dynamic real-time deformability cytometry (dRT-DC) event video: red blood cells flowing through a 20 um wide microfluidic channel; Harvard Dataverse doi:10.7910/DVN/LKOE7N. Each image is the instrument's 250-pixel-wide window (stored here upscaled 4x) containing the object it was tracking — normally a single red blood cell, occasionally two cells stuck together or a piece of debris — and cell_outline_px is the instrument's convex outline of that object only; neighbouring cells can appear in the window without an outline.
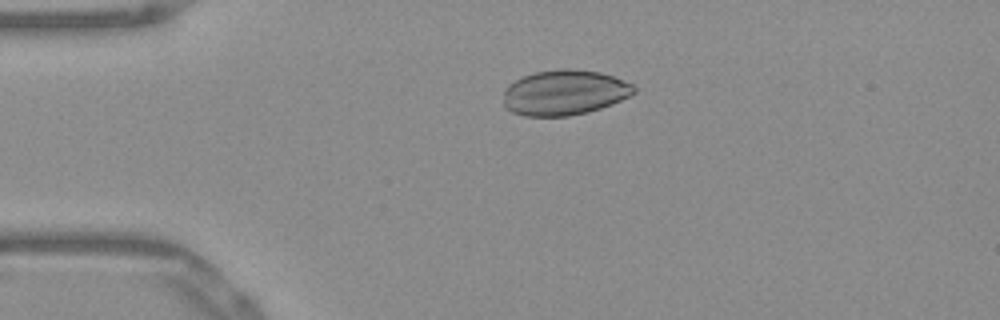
{"species": "Egyptian fruit bat (a non-hibernating species)", "species_latin": "Rousettus aegyptiacus", "temperature_condition": "warm", "stored_images_in_passage": 52, "camera_frame_rate_fps": 3000, "um_per_image_px": 0.085, "frame": {"image": 1, "passage_image": 12, "time_ms": 3.667, "image_size_px": [1000, 320], "cell_outline_px": [[636, 92], [612, 104], [588, 112], [568, 116], [524, 116], [512, 112], [504, 108], [504, 88], [508, 84], [524, 76], [536, 72], [560, 68], [572, 68], [600, 72], [612, 76], [632, 84], [636, 88]], "centroid_in_image_um": [47.95, 7.87], "position_along_channel_um": 37.0, "area_um2": 34.51}}
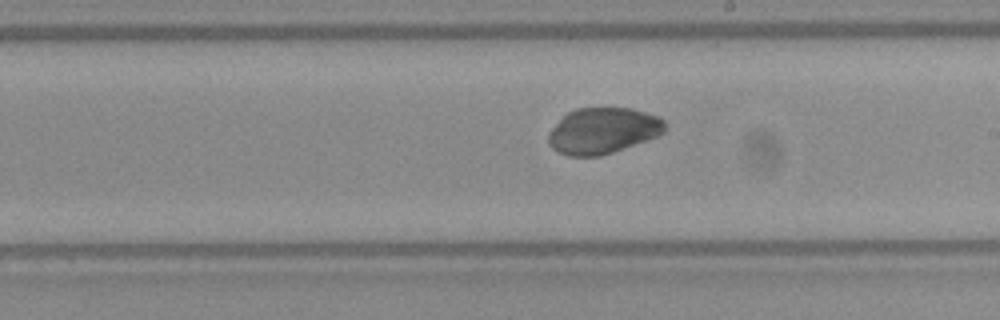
{"frame": {"image": 2, "passage_image": 30, "time_ms": 9.667, "image_size_px": [1000, 320], "cell_outline_px": [[664, 132], [656, 136], [612, 152], [600, 156], [568, 156], [552, 148], [548, 144], [548, 132], [568, 112], [576, 108], [608, 104], [632, 108], [648, 112], [664, 120]], "centroid_in_image_um": [51.23, 11.05], "position_along_channel_um": 237.8, "area_um2": 31.73}}
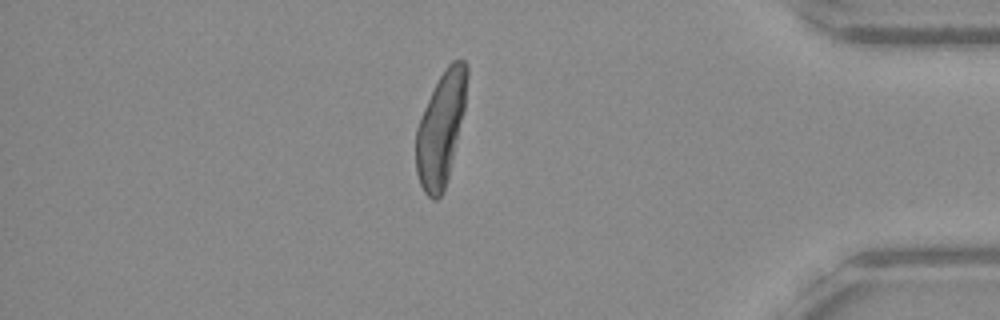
{"frame": {"image": 3, "passage_image": 45, "time_ms": 14.667, "image_size_px": [1000, 320], "cell_outline_px": [[468, 76], [464, 112], [444, 192], [436, 200], [432, 200], [424, 192], [420, 184], [416, 172], [416, 128], [424, 108], [444, 68], [452, 60], [464, 60], [468, 64]], "centroid_in_image_um": [37.48, 10.93], "position_along_channel_um": 397.7, "area_um2": 33.47}}